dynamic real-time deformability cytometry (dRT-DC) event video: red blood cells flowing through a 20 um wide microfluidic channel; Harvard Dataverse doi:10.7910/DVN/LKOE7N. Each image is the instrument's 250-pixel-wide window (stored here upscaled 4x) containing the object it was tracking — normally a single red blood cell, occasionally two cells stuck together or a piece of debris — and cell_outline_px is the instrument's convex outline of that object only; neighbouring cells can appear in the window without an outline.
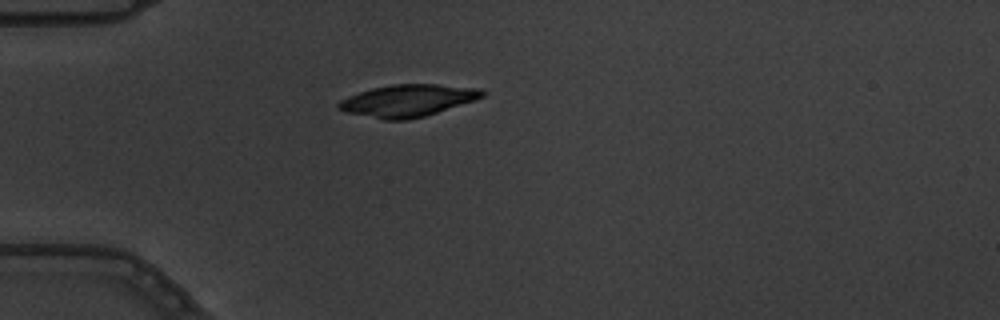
{"species": "common noctule bat (a hibernating species)", "species_latin": "Nyctalus noctula", "temperature_condition": "warm", "stored_images_in_passage": 2, "camera_frame_rate_fps": 3000, "um_per_image_px": 0.085, "animal": {"sex": "male", "body_mass_g": 19.5, "forearm_length_mm": 54.6}, "frame": {"image": 1, "passage_image": 1, "time_ms": 0.0, "image_size_px": [1000, 320], "cell_outline_px": [[488, 92], [484, 96], [424, 116], [408, 120], [384, 120], [344, 112], [336, 108], [336, 104], [340, 100], [348, 96], [372, 88], [392, 84], [436, 84], [480, 88]], "centroid_in_image_um": [34.6, 8.55], "position_along_channel_um": 50.4, "area_um2": 26.76}}